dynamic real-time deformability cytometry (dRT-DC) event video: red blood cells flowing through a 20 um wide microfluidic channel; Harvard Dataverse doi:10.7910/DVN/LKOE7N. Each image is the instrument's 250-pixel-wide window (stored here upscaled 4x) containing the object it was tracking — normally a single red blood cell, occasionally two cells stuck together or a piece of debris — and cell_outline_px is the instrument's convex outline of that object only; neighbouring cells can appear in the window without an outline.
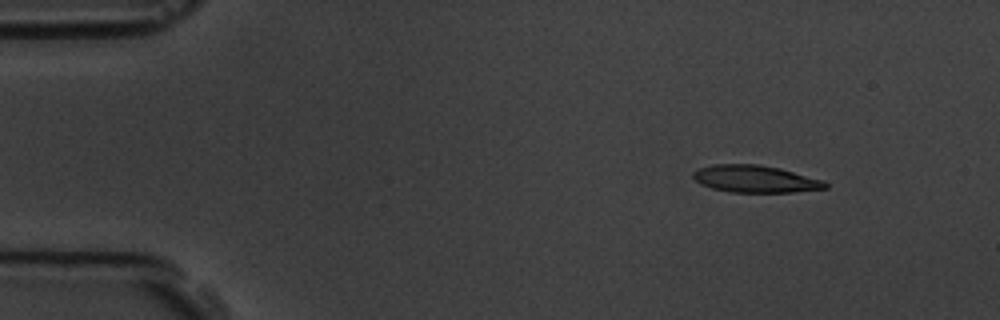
{"species": "common noctule bat (a hibernating species)", "species_latin": "Nyctalus noctula", "temperature_condition": "room temperature", "stored_images_in_passage": 5, "camera_frame_rate_fps": 3000, "um_per_image_px": 0.085, "animal": {"sex": "male", "body_mass_g": 19.5, "forearm_length_mm": 54.6}, "frame": {"image": 1, "passage_image": 2, "time_ms": 1.0, "image_size_px": [1000, 320], "cell_outline_px": [[828, 188], [792, 192], [732, 192], [712, 188], [700, 184], [692, 176], [692, 172], [700, 168], [712, 164], [756, 164], [780, 168], [824, 180], [828, 184]], "centroid_in_image_um": [64.2, 15.2], "position_along_channel_um": 20.8, "area_um2": 20.92}}